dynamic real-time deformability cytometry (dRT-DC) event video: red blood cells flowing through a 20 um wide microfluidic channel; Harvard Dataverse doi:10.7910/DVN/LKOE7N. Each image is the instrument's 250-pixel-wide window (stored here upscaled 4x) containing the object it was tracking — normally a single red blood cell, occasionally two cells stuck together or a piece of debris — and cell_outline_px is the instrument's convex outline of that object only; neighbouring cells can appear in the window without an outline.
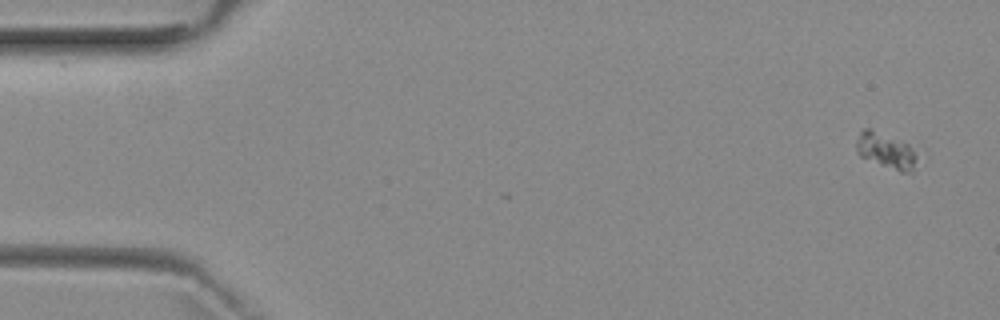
{"species": "common noctule bat (a hibernating species)", "species_latin": "Nyctalus noctula", "temperature_condition": "room temperature", "stored_images_in_passage": 1, "camera_frame_rate_fps": 3000, "um_per_image_px": 0.085, "animal": {"sex": "female", "body_mass_g": 29.2, "forearm_length_mm": 56.3}, "frame": {"image": 1, "passage_image": 1, "time_ms": 0.0, "image_size_px": [1000, 320], "cell_outline_px": [[916, 156], [912, 172], [900, 172], [860, 156], [856, 148], [856, 140], [860, 132], [864, 128], [872, 128], [900, 140], [908, 144], [912, 148]], "centroid_in_image_um": [75.27, 12.77], "position_along_channel_um": 9.7, "area_um2": 12.43}}